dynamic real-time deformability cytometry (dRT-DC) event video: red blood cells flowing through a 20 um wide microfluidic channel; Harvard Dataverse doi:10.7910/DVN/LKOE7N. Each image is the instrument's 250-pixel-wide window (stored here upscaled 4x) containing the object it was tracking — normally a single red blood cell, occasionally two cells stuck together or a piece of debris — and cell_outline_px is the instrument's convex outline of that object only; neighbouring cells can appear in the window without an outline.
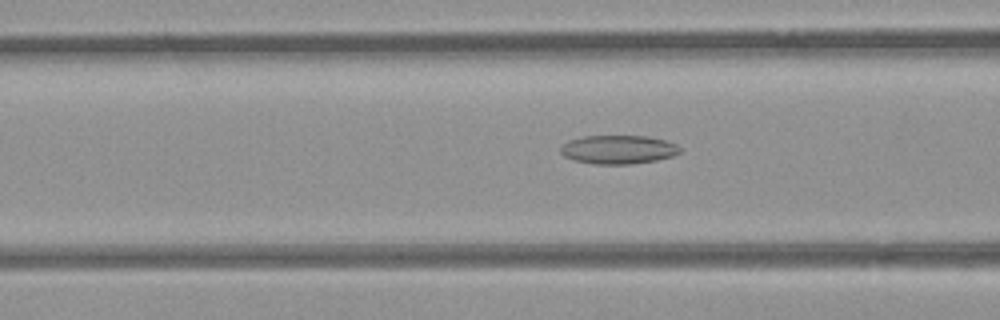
{"species": "common noctule bat (a hibernating species)", "species_latin": "Nyctalus noctula", "temperature_condition": "room temperature", "stored_images_in_passage": 33, "camera_frame_rate_fps": 3000, "um_per_image_px": 0.085, "animal": {"sex": "female", "body_mass_g": 21.9}, "frame": {"image": 1, "passage_image": 11, "time_ms": 3.333, "image_size_px": [1000, 320], "cell_outline_px": [[680, 152], [672, 156], [656, 160], [632, 164], [592, 164], [572, 160], [564, 156], [560, 152], [560, 148], [568, 140], [584, 136], [644, 136], [664, 140], [676, 144], [680, 148]], "centroid_in_image_um": [52.52, 12.72], "position_along_channel_um": 114.1, "area_um2": 19.94}}
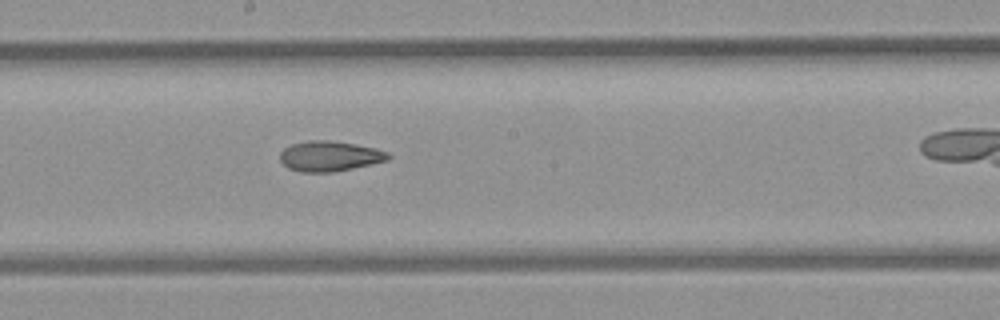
{"frame": {"image": 2, "passage_image": 19, "time_ms": 6.0, "image_size_px": [1000, 320], "cell_outline_px": [[392, 156], [388, 160], [352, 168], [332, 172], [300, 172], [288, 168], [280, 160], [280, 152], [284, 148], [292, 144], [308, 140], [328, 140], [356, 144], [376, 148], [388, 152]], "centroid_in_image_um": [28.02, 13.27], "position_along_channel_um": 220.2, "area_um2": 19.07}}
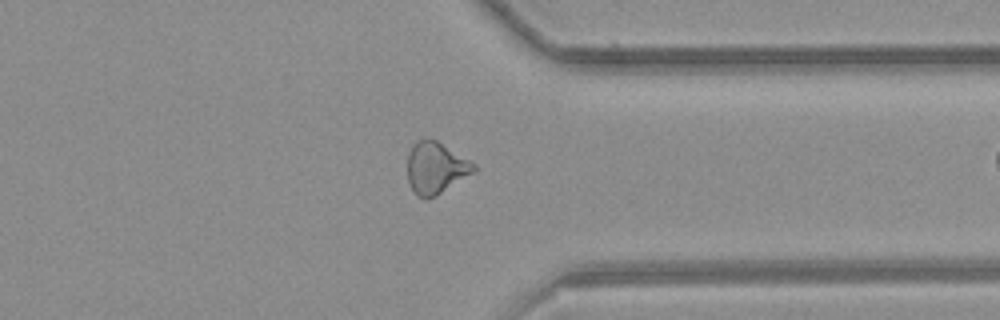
{"frame": {"image": 3, "passage_image": 31, "time_ms": 10.0, "image_size_px": [1000, 320], "cell_outline_px": [[476, 172], [436, 196], [416, 196], [408, 180], [408, 152], [412, 144], [416, 140], [436, 140], [476, 164]], "centroid_in_image_um": [37.06, 14.27], "position_along_channel_um": 374.3, "area_um2": 19.83}}